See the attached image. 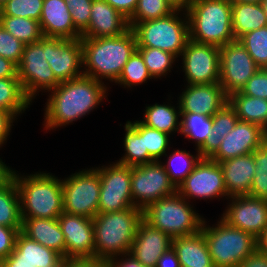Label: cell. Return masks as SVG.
I'll return each mask as SVG.
<instances>
[{"label":"cell","instance_id":"62","mask_svg":"<svg viewBox=\"0 0 267 267\" xmlns=\"http://www.w3.org/2000/svg\"><path fill=\"white\" fill-rule=\"evenodd\" d=\"M8 0H0V3L4 5Z\"/></svg>","mask_w":267,"mask_h":267},{"label":"cell","instance_id":"8","mask_svg":"<svg viewBox=\"0 0 267 267\" xmlns=\"http://www.w3.org/2000/svg\"><path fill=\"white\" fill-rule=\"evenodd\" d=\"M174 10L169 15L137 23L132 30L137 39V47L158 48L175 57L181 56L189 38L188 21L180 19Z\"/></svg>","mask_w":267,"mask_h":267},{"label":"cell","instance_id":"46","mask_svg":"<svg viewBox=\"0 0 267 267\" xmlns=\"http://www.w3.org/2000/svg\"><path fill=\"white\" fill-rule=\"evenodd\" d=\"M70 9L74 27L82 33L89 25L93 0H64Z\"/></svg>","mask_w":267,"mask_h":267},{"label":"cell","instance_id":"36","mask_svg":"<svg viewBox=\"0 0 267 267\" xmlns=\"http://www.w3.org/2000/svg\"><path fill=\"white\" fill-rule=\"evenodd\" d=\"M180 133L194 139L197 150L205 143L212 132V117L198 113H181Z\"/></svg>","mask_w":267,"mask_h":267},{"label":"cell","instance_id":"3","mask_svg":"<svg viewBox=\"0 0 267 267\" xmlns=\"http://www.w3.org/2000/svg\"><path fill=\"white\" fill-rule=\"evenodd\" d=\"M142 210L137 207L122 211L98 213L93 218L95 259L108 261L130 252Z\"/></svg>","mask_w":267,"mask_h":267},{"label":"cell","instance_id":"27","mask_svg":"<svg viewBox=\"0 0 267 267\" xmlns=\"http://www.w3.org/2000/svg\"><path fill=\"white\" fill-rule=\"evenodd\" d=\"M181 267H211L213 265L208 245L201 231L172 239Z\"/></svg>","mask_w":267,"mask_h":267},{"label":"cell","instance_id":"39","mask_svg":"<svg viewBox=\"0 0 267 267\" xmlns=\"http://www.w3.org/2000/svg\"><path fill=\"white\" fill-rule=\"evenodd\" d=\"M238 40L259 68L267 67V26L247 32Z\"/></svg>","mask_w":267,"mask_h":267},{"label":"cell","instance_id":"1","mask_svg":"<svg viewBox=\"0 0 267 267\" xmlns=\"http://www.w3.org/2000/svg\"><path fill=\"white\" fill-rule=\"evenodd\" d=\"M104 82L90 76L61 82L52 91L45 109L46 129L69 124L85 116L105 98Z\"/></svg>","mask_w":267,"mask_h":267},{"label":"cell","instance_id":"34","mask_svg":"<svg viewBox=\"0 0 267 267\" xmlns=\"http://www.w3.org/2000/svg\"><path fill=\"white\" fill-rule=\"evenodd\" d=\"M0 24L24 44L37 42L44 37L40 22L31 18L0 16Z\"/></svg>","mask_w":267,"mask_h":267},{"label":"cell","instance_id":"18","mask_svg":"<svg viewBox=\"0 0 267 267\" xmlns=\"http://www.w3.org/2000/svg\"><path fill=\"white\" fill-rule=\"evenodd\" d=\"M57 219L65 237L66 258L95 259L93 219L66 212Z\"/></svg>","mask_w":267,"mask_h":267},{"label":"cell","instance_id":"7","mask_svg":"<svg viewBox=\"0 0 267 267\" xmlns=\"http://www.w3.org/2000/svg\"><path fill=\"white\" fill-rule=\"evenodd\" d=\"M201 226L212 263L216 267H237L257 250V239L241 229L229 226L222 219L216 227Z\"/></svg>","mask_w":267,"mask_h":267},{"label":"cell","instance_id":"19","mask_svg":"<svg viewBox=\"0 0 267 267\" xmlns=\"http://www.w3.org/2000/svg\"><path fill=\"white\" fill-rule=\"evenodd\" d=\"M267 140V131L261 126L239 120L234 129L221 142L217 152L210 158L222 162L237 156L253 153Z\"/></svg>","mask_w":267,"mask_h":267},{"label":"cell","instance_id":"51","mask_svg":"<svg viewBox=\"0 0 267 267\" xmlns=\"http://www.w3.org/2000/svg\"><path fill=\"white\" fill-rule=\"evenodd\" d=\"M15 118L11 113L0 109V146L7 140Z\"/></svg>","mask_w":267,"mask_h":267},{"label":"cell","instance_id":"23","mask_svg":"<svg viewBox=\"0 0 267 267\" xmlns=\"http://www.w3.org/2000/svg\"><path fill=\"white\" fill-rule=\"evenodd\" d=\"M39 22L44 37L81 38V33L74 27L70 9L64 0H44Z\"/></svg>","mask_w":267,"mask_h":267},{"label":"cell","instance_id":"45","mask_svg":"<svg viewBox=\"0 0 267 267\" xmlns=\"http://www.w3.org/2000/svg\"><path fill=\"white\" fill-rule=\"evenodd\" d=\"M25 44L6 31L0 24V56L18 65L22 59Z\"/></svg>","mask_w":267,"mask_h":267},{"label":"cell","instance_id":"16","mask_svg":"<svg viewBox=\"0 0 267 267\" xmlns=\"http://www.w3.org/2000/svg\"><path fill=\"white\" fill-rule=\"evenodd\" d=\"M230 198L233 200L221 219L229 226L250 233L257 239L267 227V199L250 195Z\"/></svg>","mask_w":267,"mask_h":267},{"label":"cell","instance_id":"28","mask_svg":"<svg viewBox=\"0 0 267 267\" xmlns=\"http://www.w3.org/2000/svg\"><path fill=\"white\" fill-rule=\"evenodd\" d=\"M239 121L234 107L228 102L212 116V132L198 149L201 158H211L219 149L222 139Z\"/></svg>","mask_w":267,"mask_h":267},{"label":"cell","instance_id":"35","mask_svg":"<svg viewBox=\"0 0 267 267\" xmlns=\"http://www.w3.org/2000/svg\"><path fill=\"white\" fill-rule=\"evenodd\" d=\"M124 148L126 151L118 163L127 166H138L154 160L145 149L144 138L127 122L125 125Z\"/></svg>","mask_w":267,"mask_h":267},{"label":"cell","instance_id":"32","mask_svg":"<svg viewBox=\"0 0 267 267\" xmlns=\"http://www.w3.org/2000/svg\"><path fill=\"white\" fill-rule=\"evenodd\" d=\"M0 225L22 227L20 196L14 178L0 187Z\"/></svg>","mask_w":267,"mask_h":267},{"label":"cell","instance_id":"43","mask_svg":"<svg viewBox=\"0 0 267 267\" xmlns=\"http://www.w3.org/2000/svg\"><path fill=\"white\" fill-rule=\"evenodd\" d=\"M151 78L141 53L136 49L124 65L123 71L115 83L131 87Z\"/></svg>","mask_w":267,"mask_h":267},{"label":"cell","instance_id":"60","mask_svg":"<svg viewBox=\"0 0 267 267\" xmlns=\"http://www.w3.org/2000/svg\"><path fill=\"white\" fill-rule=\"evenodd\" d=\"M231 4L234 3H260L262 0H227Z\"/></svg>","mask_w":267,"mask_h":267},{"label":"cell","instance_id":"22","mask_svg":"<svg viewBox=\"0 0 267 267\" xmlns=\"http://www.w3.org/2000/svg\"><path fill=\"white\" fill-rule=\"evenodd\" d=\"M130 29L128 18L111 7L105 0H93L88 27L81 38L120 36Z\"/></svg>","mask_w":267,"mask_h":267},{"label":"cell","instance_id":"10","mask_svg":"<svg viewBox=\"0 0 267 267\" xmlns=\"http://www.w3.org/2000/svg\"><path fill=\"white\" fill-rule=\"evenodd\" d=\"M46 58L47 37L25 44L21 62L17 65V74L24 93L31 101L37 90L50 91L60 84Z\"/></svg>","mask_w":267,"mask_h":267},{"label":"cell","instance_id":"58","mask_svg":"<svg viewBox=\"0 0 267 267\" xmlns=\"http://www.w3.org/2000/svg\"><path fill=\"white\" fill-rule=\"evenodd\" d=\"M257 250L267 254V227L257 238Z\"/></svg>","mask_w":267,"mask_h":267},{"label":"cell","instance_id":"20","mask_svg":"<svg viewBox=\"0 0 267 267\" xmlns=\"http://www.w3.org/2000/svg\"><path fill=\"white\" fill-rule=\"evenodd\" d=\"M181 113H198L212 117L229 102V96L219 83L188 85L179 97Z\"/></svg>","mask_w":267,"mask_h":267},{"label":"cell","instance_id":"9","mask_svg":"<svg viewBox=\"0 0 267 267\" xmlns=\"http://www.w3.org/2000/svg\"><path fill=\"white\" fill-rule=\"evenodd\" d=\"M63 211L94 218L98 214L100 175L96 169L74 173L62 180Z\"/></svg>","mask_w":267,"mask_h":267},{"label":"cell","instance_id":"11","mask_svg":"<svg viewBox=\"0 0 267 267\" xmlns=\"http://www.w3.org/2000/svg\"><path fill=\"white\" fill-rule=\"evenodd\" d=\"M177 192L160 161L131 166L133 205L142 211L151 203Z\"/></svg>","mask_w":267,"mask_h":267},{"label":"cell","instance_id":"41","mask_svg":"<svg viewBox=\"0 0 267 267\" xmlns=\"http://www.w3.org/2000/svg\"><path fill=\"white\" fill-rule=\"evenodd\" d=\"M253 157L256 170L248 195L267 199V140L253 151Z\"/></svg>","mask_w":267,"mask_h":267},{"label":"cell","instance_id":"31","mask_svg":"<svg viewBox=\"0 0 267 267\" xmlns=\"http://www.w3.org/2000/svg\"><path fill=\"white\" fill-rule=\"evenodd\" d=\"M31 100L26 96L18 77L0 78V109L14 117L26 110Z\"/></svg>","mask_w":267,"mask_h":267},{"label":"cell","instance_id":"59","mask_svg":"<svg viewBox=\"0 0 267 267\" xmlns=\"http://www.w3.org/2000/svg\"><path fill=\"white\" fill-rule=\"evenodd\" d=\"M3 267H33L28 263H17V261H3Z\"/></svg>","mask_w":267,"mask_h":267},{"label":"cell","instance_id":"56","mask_svg":"<svg viewBox=\"0 0 267 267\" xmlns=\"http://www.w3.org/2000/svg\"><path fill=\"white\" fill-rule=\"evenodd\" d=\"M14 171L8 168L0 159V187L6 185L13 178Z\"/></svg>","mask_w":267,"mask_h":267},{"label":"cell","instance_id":"13","mask_svg":"<svg viewBox=\"0 0 267 267\" xmlns=\"http://www.w3.org/2000/svg\"><path fill=\"white\" fill-rule=\"evenodd\" d=\"M258 69L259 67L239 40L220 47L219 84L228 96L241 91Z\"/></svg>","mask_w":267,"mask_h":267},{"label":"cell","instance_id":"57","mask_svg":"<svg viewBox=\"0 0 267 267\" xmlns=\"http://www.w3.org/2000/svg\"><path fill=\"white\" fill-rule=\"evenodd\" d=\"M174 10H188L189 5L193 0H166Z\"/></svg>","mask_w":267,"mask_h":267},{"label":"cell","instance_id":"14","mask_svg":"<svg viewBox=\"0 0 267 267\" xmlns=\"http://www.w3.org/2000/svg\"><path fill=\"white\" fill-rule=\"evenodd\" d=\"M181 56L189 85L219 83L220 47L189 40Z\"/></svg>","mask_w":267,"mask_h":267},{"label":"cell","instance_id":"63","mask_svg":"<svg viewBox=\"0 0 267 267\" xmlns=\"http://www.w3.org/2000/svg\"><path fill=\"white\" fill-rule=\"evenodd\" d=\"M0 267H3V259L0 258Z\"/></svg>","mask_w":267,"mask_h":267},{"label":"cell","instance_id":"53","mask_svg":"<svg viewBox=\"0 0 267 267\" xmlns=\"http://www.w3.org/2000/svg\"><path fill=\"white\" fill-rule=\"evenodd\" d=\"M155 267H181L173 247H170L160 256Z\"/></svg>","mask_w":267,"mask_h":267},{"label":"cell","instance_id":"49","mask_svg":"<svg viewBox=\"0 0 267 267\" xmlns=\"http://www.w3.org/2000/svg\"><path fill=\"white\" fill-rule=\"evenodd\" d=\"M59 267H110L107 261L96 259L64 258Z\"/></svg>","mask_w":267,"mask_h":267},{"label":"cell","instance_id":"44","mask_svg":"<svg viewBox=\"0 0 267 267\" xmlns=\"http://www.w3.org/2000/svg\"><path fill=\"white\" fill-rule=\"evenodd\" d=\"M44 0H8L0 16L31 18L40 21Z\"/></svg>","mask_w":267,"mask_h":267},{"label":"cell","instance_id":"48","mask_svg":"<svg viewBox=\"0 0 267 267\" xmlns=\"http://www.w3.org/2000/svg\"><path fill=\"white\" fill-rule=\"evenodd\" d=\"M20 231L21 227L0 225V258L5 259L13 252Z\"/></svg>","mask_w":267,"mask_h":267},{"label":"cell","instance_id":"29","mask_svg":"<svg viewBox=\"0 0 267 267\" xmlns=\"http://www.w3.org/2000/svg\"><path fill=\"white\" fill-rule=\"evenodd\" d=\"M267 26L262 3L232 4V29L235 40L245 33Z\"/></svg>","mask_w":267,"mask_h":267},{"label":"cell","instance_id":"47","mask_svg":"<svg viewBox=\"0 0 267 267\" xmlns=\"http://www.w3.org/2000/svg\"><path fill=\"white\" fill-rule=\"evenodd\" d=\"M250 97H258L267 100V70L259 68L258 71L247 81L240 91Z\"/></svg>","mask_w":267,"mask_h":267},{"label":"cell","instance_id":"21","mask_svg":"<svg viewBox=\"0 0 267 267\" xmlns=\"http://www.w3.org/2000/svg\"><path fill=\"white\" fill-rule=\"evenodd\" d=\"M170 247H172V238L142 219L138 224L129 253L145 267H155L160 256Z\"/></svg>","mask_w":267,"mask_h":267},{"label":"cell","instance_id":"42","mask_svg":"<svg viewBox=\"0 0 267 267\" xmlns=\"http://www.w3.org/2000/svg\"><path fill=\"white\" fill-rule=\"evenodd\" d=\"M137 50L141 53L149 73L154 78L167 74L176 58L173 54L158 48L137 47Z\"/></svg>","mask_w":267,"mask_h":267},{"label":"cell","instance_id":"4","mask_svg":"<svg viewBox=\"0 0 267 267\" xmlns=\"http://www.w3.org/2000/svg\"><path fill=\"white\" fill-rule=\"evenodd\" d=\"M185 16L191 41L218 47L235 41L232 4L227 0H193Z\"/></svg>","mask_w":267,"mask_h":267},{"label":"cell","instance_id":"12","mask_svg":"<svg viewBox=\"0 0 267 267\" xmlns=\"http://www.w3.org/2000/svg\"><path fill=\"white\" fill-rule=\"evenodd\" d=\"M100 175L98 213L135 207L131 194V166L115 163L96 169Z\"/></svg>","mask_w":267,"mask_h":267},{"label":"cell","instance_id":"61","mask_svg":"<svg viewBox=\"0 0 267 267\" xmlns=\"http://www.w3.org/2000/svg\"><path fill=\"white\" fill-rule=\"evenodd\" d=\"M262 5H263V7H264V10H265V14H266V16H267V0H262Z\"/></svg>","mask_w":267,"mask_h":267},{"label":"cell","instance_id":"25","mask_svg":"<svg viewBox=\"0 0 267 267\" xmlns=\"http://www.w3.org/2000/svg\"><path fill=\"white\" fill-rule=\"evenodd\" d=\"M63 259L58 252L28 238L20 231L13 252L3 261L28 263L33 267H59Z\"/></svg>","mask_w":267,"mask_h":267},{"label":"cell","instance_id":"6","mask_svg":"<svg viewBox=\"0 0 267 267\" xmlns=\"http://www.w3.org/2000/svg\"><path fill=\"white\" fill-rule=\"evenodd\" d=\"M185 200L178 192L162 197L142 211V219L172 239L196 234L204 220Z\"/></svg>","mask_w":267,"mask_h":267},{"label":"cell","instance_id":"54","mask_svg":"<svg viewBox=\"0 0 267 267\" xmlns=\"http://www.w3.org/2000/svg\"><path fill=\"white\" fill-rule=\"evenodd\" d=\"M18 77L17 65L0 56V78Z\"/></svg>","mask_w":267,"mask_h":267},{"label":"cell","instance_id":"40","mask_svg":"<svg viewBox=\"0 0 267 267\" xmlns=\"http://www.w3.org/2000/svg\"><path fill=\"white\" fill-rule=\"evenodd\" d=\"M174 9L166 0H138L133 15L128 19L130 28L137 23L159 19L172 13Z\"/></svg>","mask_w":267,"mask_h":267},{"label":"cell","instance_id":"64","mask_svg":"<svg viewBox=\"0 0 267 267\" xmlns=\"http://www.w3.org/2000/svg\"><path fill=\"white\" fill-rule=\"evenodd\" d=\"M2 6H3V5L0 3V13H1V11H2Z\"/></svg>","mask_w":267,"mask_h":267},{"label":"cell","instance_id":"38","mask_svg":"<svg viewBox=\"0 0 267 267\" xmlns=\"http://www.w3.org/2000/svg\"><path fill=\"white\" fill-rule=\"evenodd\" d=\"M127 122L144 138L145 149L154 161H158L163 154L166 155L169 134L143 125L140 121Z\"/></svg>","mask_w":267,"mask_h":267},{"label":"cell","instance_id":"50","mask_svg":"<svg viewBox=\"0 0 267 267\" xmlns=\"http://www.w3.org/2000/svg\"><path fill=\"white\" fill-rule=\"evenodd\" d=\"M115 10L121 12L126 18H130L138 4V0H105Z\"/></svg>","mask_w":267,"mask_h":267},{"label":"cell","instance_id":"5","mask_svg":"<svg viewBox=\"0 0 267 267\" xmlns=\"http://www.w3.org/2000/svg\"><path fill=\"white\" fill-rule=\"evenodd\" d=\"M20 196L21 218L57 219L63 211L62 180L49 173L13 174Z\"/></svg>","mask_w":267,"mask_h":267},{"label":"cell","instance_id":"15","mask_svg":"<svg viewBox=\"0 0 267 267\" xmlns=\"http://www.w3.org/2000/svg\"><path fill=\"white\" fill-rule=\"evenodd\" d=\"M177 192L186 199L228 197L220 164L210 158H201L193 171L178 186Z\"/></svg>","mask_w":267,"mask_h":267},{"label":"cell","instance_id":"37","mask_svg":"<svg viewBox=\"0 0 267 267\" xmlns=\"http://www.w3.org/2000/svg\"><path fill=\"white\" fill-rule=\"evenodd\" d=\"M193 156L185 150H176L168 157V163L166 165L163 164L170 181L176 188H178L201 160L199 153L197 156H194L195 158Z\"/></svg>","mask_w":267,"mask_h":267},{"label":"cell","instance_id":"33","mask_svg":"<svg viewBox=\"0 0 267 267\" xmlns=\"http://www.w3.org/2000/svg\"><path fill=\"white\" fill-rule=\"evenodd\" d=\"M179 115H181V112H177L173 106L155 104L146 107L145 120H140V122L150 128L171 134L176 130L180 132Z\"/></svg>","mask_w":267,"mask_h":267},{"label":"cell","instance_id":"30","mask_svg":"<svg viewBox=\"0 0 267 267\" xmlns=\"http://www.w3.org/2000/svg\"><path fill=\"white\" fill-rule=\"evenodd\" d=\"M229 103L234 107L241 121L254 123L267 131V100L250 97L240 91L229 96Z\"/></svg>","mask_w":267,"mask_h":267},{"label":"cell","instance_id":"52","mask_svg":"<svg viewBox=\"0 0 267 267\" xmlns=\"http://www.w3.org/2000/svg\"><path fill=\"white\" fill-rule=\"evenodd\" d=\"M237 267H267V254L256 250L249 255Z\"/></svg>","mask_w":267,"mask_h":267},{"label":"cell","instance_id":"26","mask_svg":"<svg viewBox=\"0 0 267 267\" xmlns=\"http://www.w3.org/2000/svg\"><path fill=\"white\" fill-rule=\"evenodd\" d=\"M21 232L66 258L65 237L58 219L22 218Z\"/></svg>","mask_w":267,"mask_h":267},{"label":"cell","instance_id":"55","mask_svg":"<svg viewBox=\"0 0 267 267\" xmlns=\"http://www.w3.org/2000/svg\"><path fill=\"white\" fill-rule=\"evenodd\" d=\"M128 258L126 257V260L123 259L119 261H116V258L112 257L107 262L110 267H145L142 263H140L133 255L130 253H127Z\"/></svg>","mask_w":267,"mask_h":267},{"label":"cell","instance_id":"17","mask_svg":"<svg viewBox=\"0 0 267 267\" xmlns=\"http://www.w3.org/2000/svg\"><path fill=\"white\" fill-rule=\"evenodd\" d=\"M55 78L61 83L80 77L82 66L81 39L47 37V58Z\"/></svg>","mask_w":267,"mask_h":267},{"label":"cell","instance_id":"24","mask_svg":"<svg viewBox=\"0 0 267 267\" xmlns=\"http://www.w3.org/2000/svg\"><path fill=\"white\" fill-rule=\"evenodd\" d=\"M219 164L223 172L228 198L248 195L256 170L253 153L227 159Z\"/></svg>","mask_w":267,"mask_h":267},{"label":"cell","instance_id":"2","mask_svg":"<svg viewBox=\"0 0 267 267\" xmlns=\"http://www.w3.org/2000/svg\"><path fill=\"white\" fill-rule=\"evenodd\" d=\"M80 39L83 65L88 67L82 72L98 81L105 77L116 82L124 65L137 49V39L132 28L120 36Z\"/></svg>","mask_w":267,"mask_h":267}]
</instances>
